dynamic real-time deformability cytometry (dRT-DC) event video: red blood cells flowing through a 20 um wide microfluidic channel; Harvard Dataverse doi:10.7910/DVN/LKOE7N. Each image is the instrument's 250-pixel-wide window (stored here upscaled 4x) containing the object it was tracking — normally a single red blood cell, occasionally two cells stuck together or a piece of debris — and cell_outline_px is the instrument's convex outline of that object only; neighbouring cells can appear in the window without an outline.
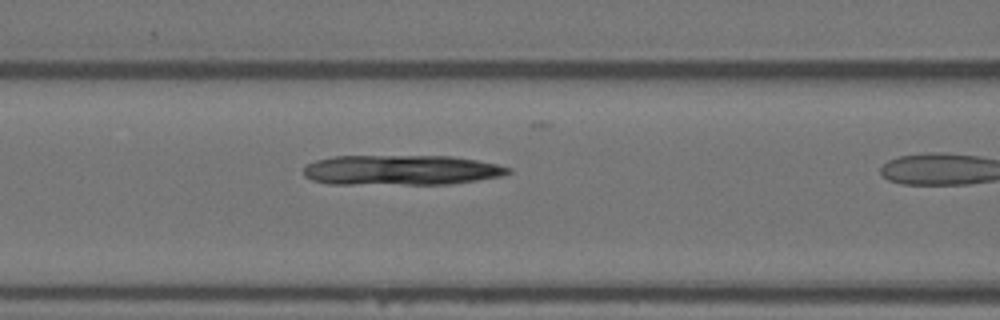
{"species": "Egyptian fruit bat (a non-hibernating species)", "species_latin": "Rousettus aegyptiacus", "temperature_condition": "warm", "stored_images_in_passage": 27, "camera_frame_rate_fps": 3000, "um_per_image_px": 0.085, "animal": {"sex": "female"}, "frame": {"image": 1, "passage_image": 15, "time_ms": 4.667, "image_size_px": [1000, 320], "cell_outline_px": [[512, 172], [500, 176], [476, 180], [448, 184], [328, 184], [312, 180], [304, 176], [304, 168], [308, 164], [316, 160], [336, 156], [452, 156], [476, 160], [496, 164], [512, 168]], "centroid_in_image_um": [34.09, 14.46], "position_along_channel_um": 132.5, "area_um2": 35.89}}
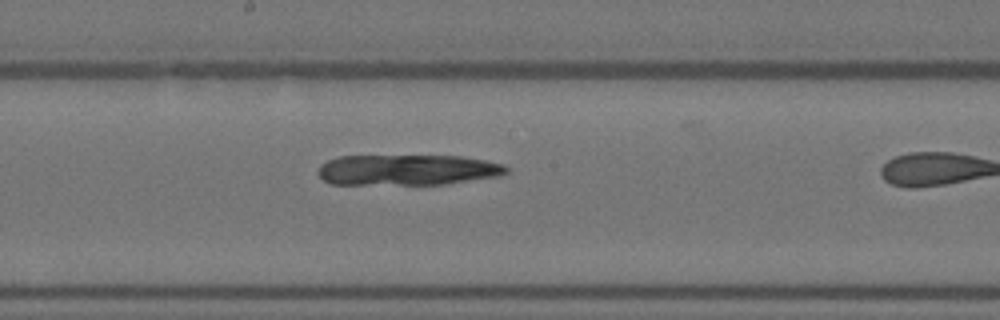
{"frame": {"image": 2, "passage_image": 22, "time_ms": 7.0, "image_size_px": [1000, 320], "cell_outline_px": [[508, 172], [504, 176], [444, 184], [332, 184], [324, 180], [316, 172], [320, 164], [328, 160], [340, 156], [460, 156], [484, 160], [504, 164], [508, 168]], "centroid_in_image_um": [34.66, 14.44], "position_along_channel_um": 213.5, "area_um2": 33.87}}
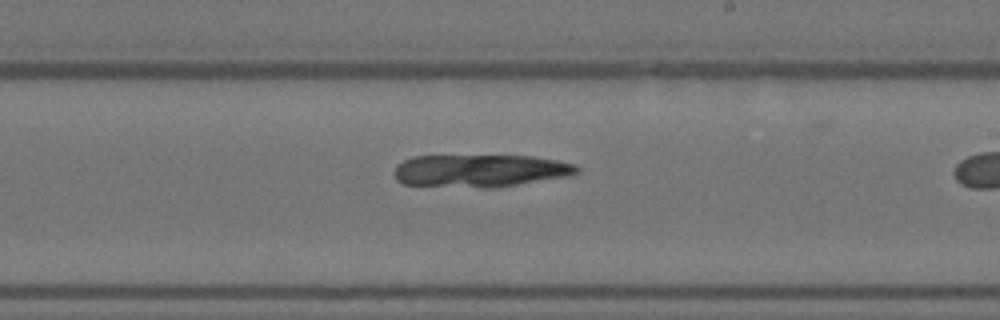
{"frame": {"image": 3, "passage_image": 25, "time_ms": 8.0, "image_size_px": [1000, 320], "cell_outline_px": [[580, 172], [572, 176], [496, 188], [480, 188], [404, 184], [396, 180], [396, 164], [412, 156], [532, 156], [556, 160], [576, 164], [580, 168]], "centroid_in_image_um": [40.89, 14.52], "position_along_channel_um": 248.1, "area_um2": 35.03}}